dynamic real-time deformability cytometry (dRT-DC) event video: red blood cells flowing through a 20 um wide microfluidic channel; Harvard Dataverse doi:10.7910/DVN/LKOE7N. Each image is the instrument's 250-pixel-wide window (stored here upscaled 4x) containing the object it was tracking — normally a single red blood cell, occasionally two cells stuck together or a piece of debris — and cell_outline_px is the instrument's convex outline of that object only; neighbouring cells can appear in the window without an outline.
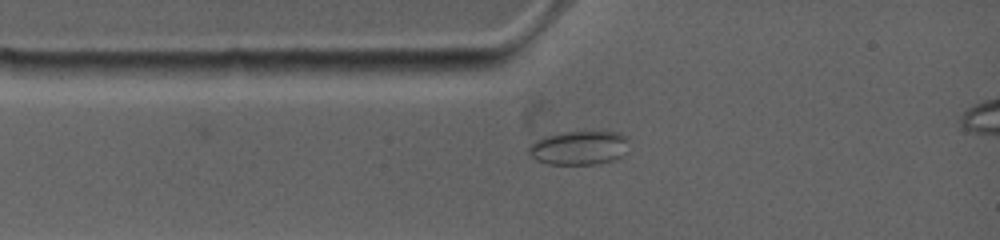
{"species": "common noctule bat (a hibernating species)", "species_latin": "Nyctalus noctula", "temperature_condition": "warm", "stored_images_in_passage": 31, "camera_frame_rate_fps": 4500, "um_per_image_px": 0.085, "animal": {"sex": "female", "body_mass_g": 19.0, "forearm_length_mm": 53.3}, "frame": {"image": 1, "passage_image": 1, "time_ms": 0.0, "image_size_px": [1000, 240], "cell_outline_px": [[624, 140], [620, 156], [608, 160], [592, 164], [552, 164], [540, 160], [532, 156], [528, 152], [532, 144], [540, 140], [564, 132], [608, 132], [620, 136]], "centroid_in_image_um": [49.12, 12.58], "position_along_channel_um": 35.9, "area_um2": 18.09}}
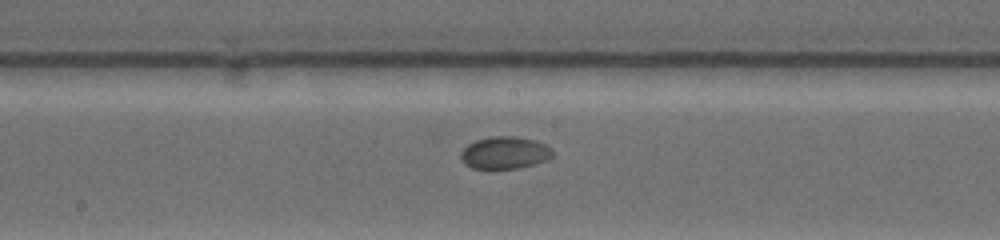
{"frame": {"image": 2, "passage_image": 14, "time_ms": 4.667, "image_size_px": [1000, 240], "cell_outline_px": [[552, 156], [544, 160], [532, 164], [516, 168], [472, 168], [460, 156], [464, 148], [468, 144], [476, 140], [496, 136], [508, 136], [532, 140], [548, 148], [552, 152]], "centroid_in_image_um": [42.85, 12.98], "position_along_channel_um": 205.3, "area_um2": 16.36}}
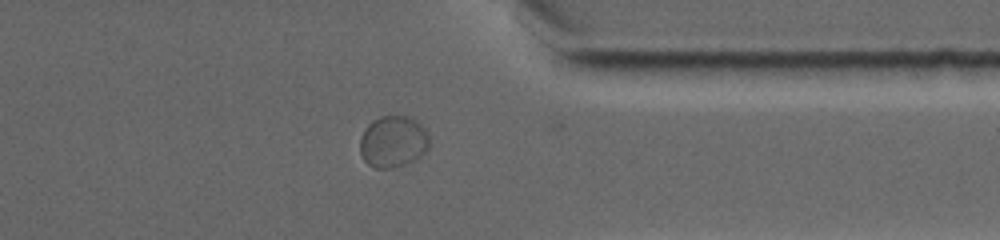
{"frame": {"image": 3, "passage_image": 27, "time_ms": 9.556, "image_size_px": [1000, 240], "cell_outline_px": [[428, 148], [420, 156], [404, 164], [392, 168], [376, 168], [368, 164], [364, 160], [360, 152], [360, 140], [368, 124], [372, 120], [380, 116], [404, 116], [416, 120], [424, 128], [428, 136]], "centroid_in_image_um": [33.39, 12.03], "position_along_channel_um": 378.0, "area_um2": 20.58}, "authors_computed_cell_mechanics": {"area_um2": 16.1262, "velocity_mm_per_s": 3.663, "shape_relaxation_time_tau1_ms": null, "shape_relaxation_time_tau2_ms": 1.5284, "deformation_change_tau1": null, "deformation_change_tau2": 0.0236}}